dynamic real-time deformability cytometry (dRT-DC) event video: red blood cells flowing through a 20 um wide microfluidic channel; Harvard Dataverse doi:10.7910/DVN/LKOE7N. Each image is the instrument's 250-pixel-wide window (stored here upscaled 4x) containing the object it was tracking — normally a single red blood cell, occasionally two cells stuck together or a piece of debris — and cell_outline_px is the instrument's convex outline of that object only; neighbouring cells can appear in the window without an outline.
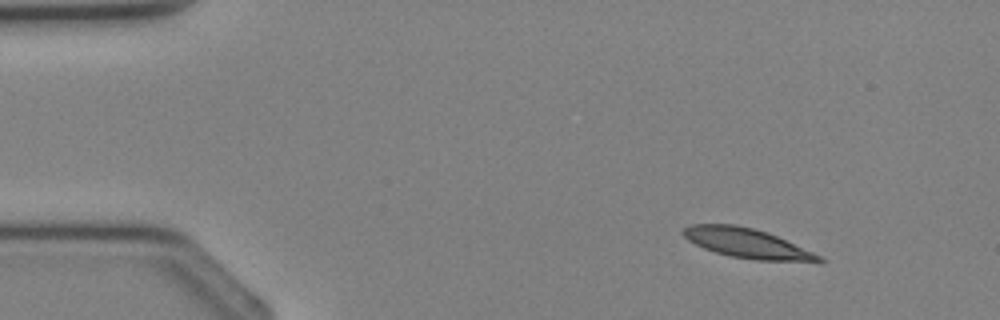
{"species": "Egyptian fruit bat (a non-hibernating species)", "species_latin": "Rousettus aegyptiacus", "temperature_condition": "cold", "stored_images_in_passage": 3, "camera_frame_rate_fps": 3000, "um_per_image_px": 0.085, "animal": {"sex": "female"}, "frame": {"image": 1, "passage_image": 1, "time_ms": 0.0, "image_size_px": [1000, 320], "cell_outline_px": [[828, 260], [752, 260], [728, 256], [704, 248], [688, 240], [680, 232], [688, 224], [732, 224], [752, 228], [768, 232], [812, 252]], "centroid_in_image_um": [63.37, 20.65], "position_along_channel_um": 21.6, "area_um2": 22.89}}